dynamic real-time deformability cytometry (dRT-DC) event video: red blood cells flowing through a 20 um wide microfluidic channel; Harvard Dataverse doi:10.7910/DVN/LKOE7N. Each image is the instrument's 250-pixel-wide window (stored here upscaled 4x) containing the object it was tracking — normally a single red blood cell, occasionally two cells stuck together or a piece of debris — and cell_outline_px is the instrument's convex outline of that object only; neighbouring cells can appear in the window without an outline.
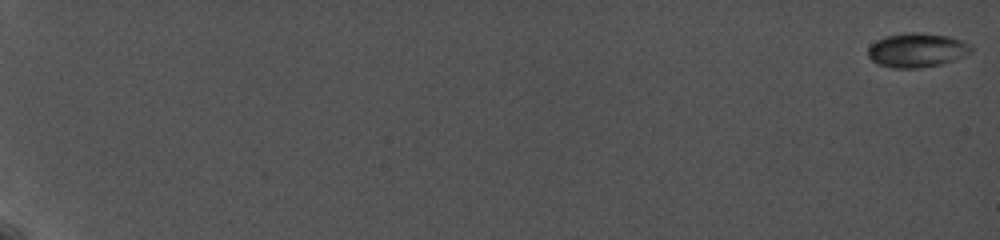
{"species": "common noctule bat (a hibernating species)", "species_latin": "Nyctalus noctula", "temperature_condition": "cold", "stored_images_in_passage": 16, "camera_frame_rate_fps": 5000, "um_per_image_px": 0.085, "animal": {"sex": "female", "body_mass_g": 19.0, "forearm_length_mm": 56.7}, "frame": {"image": 1, "passage_image": 1, "time_ms": 0.0, "image_size_px": [1000, 240], "cell_outline_px": [[972, 52], [956, 60], [940, 64], [920, 68], [892, 68], [880, 64], [872, 60], [868, 56], [868, 48], [876, 40], [888, 36], [908, 32], [916, 32], [948, 36], [960, 40], [968, 44], [972, 48]], "centroid_in_image_um": [77.95, 4.27], "position_along_channel_um": 7.1, "area_um2": 20.4}}
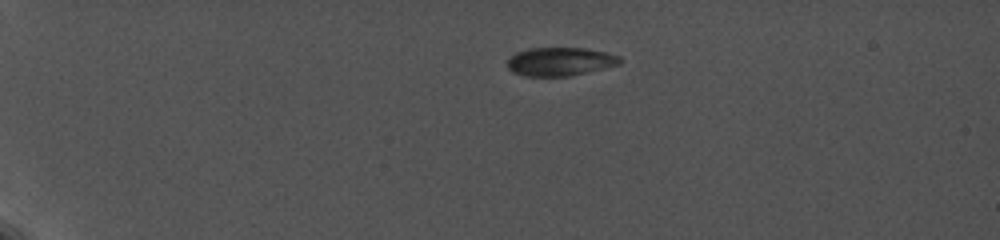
{"frame": {"image": 2, "passage_image": 8, "time_ms": 5.2, "image_size_px": [1000, 240], "cell_outline_px": [[624, 60], [620, 64], [604, 68], [568, 76], [524, 76], [512, 72], [508, 68], [508, 60], [516, 52], [528, 48], [584, 48], [608, 52], [620, 56]], "centroid_in_image_um": [47.63, 5.23], "position_along_channel_um": 37.4, "area_um2": 18.73}}